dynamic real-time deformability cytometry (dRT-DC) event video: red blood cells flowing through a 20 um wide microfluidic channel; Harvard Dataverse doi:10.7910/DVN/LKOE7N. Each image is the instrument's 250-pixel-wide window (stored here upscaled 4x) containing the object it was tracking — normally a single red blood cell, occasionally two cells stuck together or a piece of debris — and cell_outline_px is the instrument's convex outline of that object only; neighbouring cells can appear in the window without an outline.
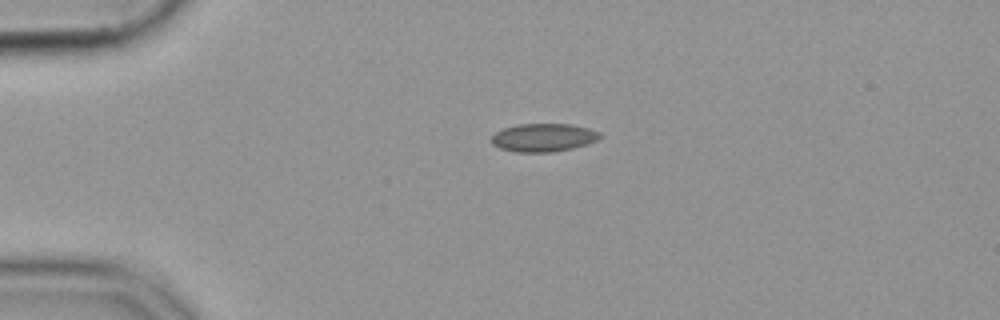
{"species": "common noctule bat (a hibernating species)", "species_latin": "Nyctalus noctula", "temperature_condition": "cold", "stored_images_in_passage": 43, "camera_frame_rate_fps": 3000, "um_per_image_px": 0.085, "animal": {"sex": "female", "body_mass_g": 19.9}, "frame": {"image": 1, "passage_image": 1, "time_ms": 0.0, "image_size_px": [1000, 320], "cell_outline_px": [[604, 136], [596, 140], [572, 148], [552, 152], [516, 152], [500, 148], [492, 144], [492, 136], [496, 132], [504, 128], [520, 124], [572, 124], [588, 128], [600, 132]], "centroid_in_image_um": [46.2, 11.69], "position_along_channel_um": 38.8, "area_um2": 17.69}}
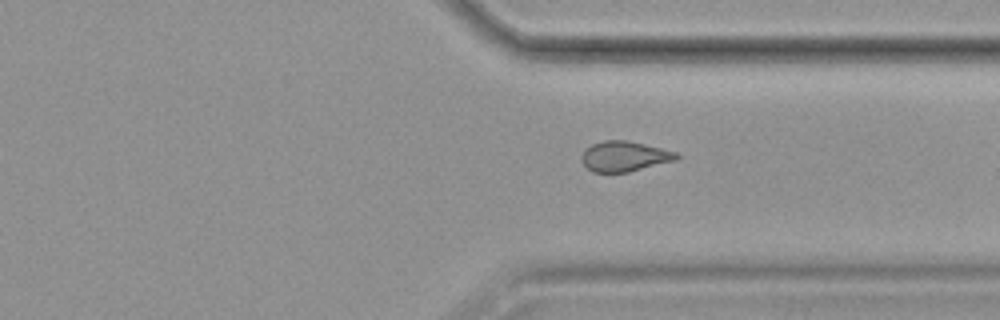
{"frame": {"image": 2, "passage_image": 30, "time_ms": 9.667, "image_size_px": [1000, 320], "cell_outline_px": [[680, 156], [676, 160], [628, 172], [592, 172], [580, 160], [584, 148], [592, 144], [604, 140], [628, 140], [676, 152]], "centroid_in_image_um": [53.04, 13.28], "position_along_channel_um": 358.4, "area_um2": 16.7}}
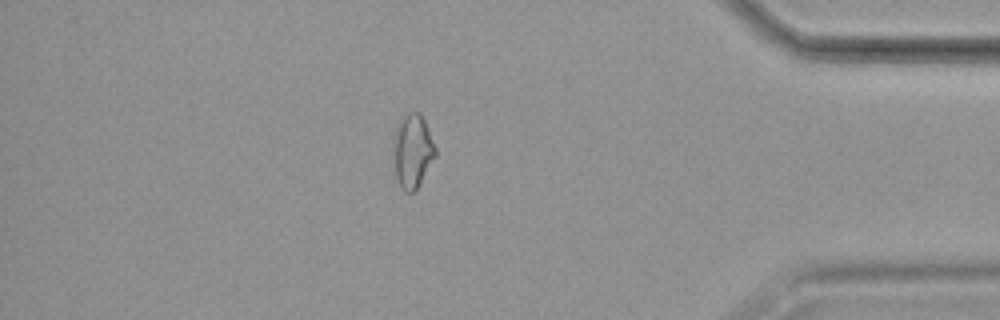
{"frame": {"image": 3, "passage_image": 36, "time_ms": 11.667, "image_size_px": [1000, 320], "cell_outline_px": [[436, 156], [416, 192], [404, 192], [400, 188], [396, 176], [396, 140], [400, 124], [404, 116], [408, 112], [420, 112], [428, 128], [436, 148]], "centroid_in_image_um": [35.15, 12.91], "position_along_channel_um": 400.1, "area_um2": 17.34}}